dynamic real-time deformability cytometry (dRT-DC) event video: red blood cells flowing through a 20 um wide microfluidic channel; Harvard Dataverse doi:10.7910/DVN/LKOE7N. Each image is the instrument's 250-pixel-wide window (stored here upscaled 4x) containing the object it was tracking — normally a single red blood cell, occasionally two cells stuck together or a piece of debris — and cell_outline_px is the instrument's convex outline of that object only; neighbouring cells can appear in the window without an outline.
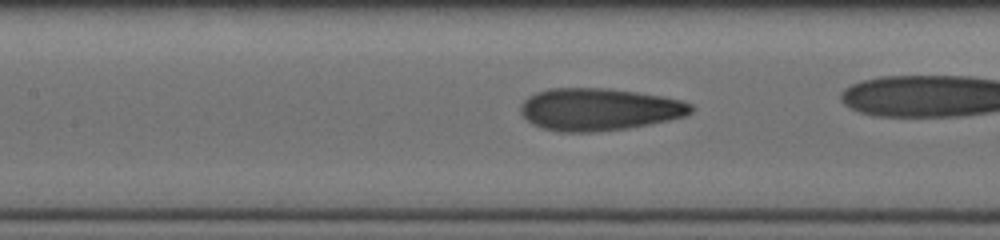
{"species": "human", "species_latin": "Homo sapiens", "temperature_condition": "cold", "stored_images_in_passage": 31, "camera_frame_rate_fps": 3000, "um_per_image_px": 0.085, "donor": {"sex": "male"}, "frame": {"image": 1, "passage_image": 14, "time_ms": 4.333, "image_size_px": [1000, 240], "cell_outline_px": [[692, 112], [684, 116], [668, 120], [628, 128], [592, 132], [560, 132], [544, 128], [532, 124], [520, 112], [520, 104], [528, 96], [536, 92], [548, 88], [608, 88], [664, 96], [680, 100], [692, 104]], "centroid_in_image_um": [50.89, 9.29], "position_along_channel_um": 156.5, "area_um2": 42.02}}